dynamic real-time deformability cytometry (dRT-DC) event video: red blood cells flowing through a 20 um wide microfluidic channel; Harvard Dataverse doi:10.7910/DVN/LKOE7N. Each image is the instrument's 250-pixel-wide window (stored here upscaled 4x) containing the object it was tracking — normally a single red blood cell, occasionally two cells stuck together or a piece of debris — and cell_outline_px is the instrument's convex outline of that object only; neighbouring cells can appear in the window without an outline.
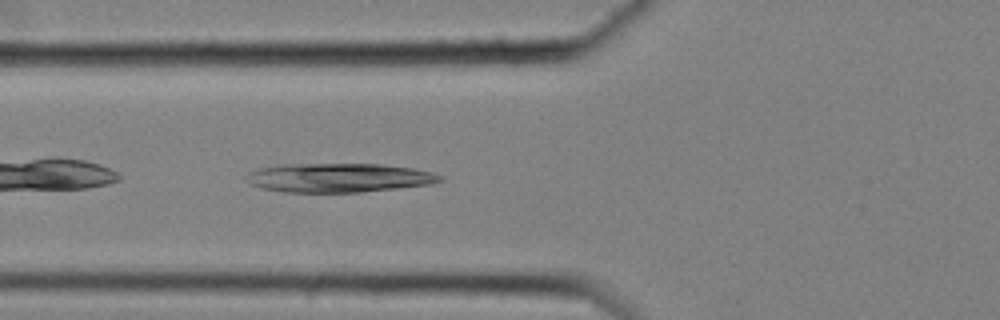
{"species": "common noctule bat (a hibernating species)", "species_latin": "Nyctalus noctula", "temperature_condition": "cold", "stored_images_in_passage": 39, "camera_frame_rate_fps": 3000, "um_per_image_px": 0.085, "animal": {"sex": "female", "body_mass_g": 25.1}, "frame": {"image": 1, "passage_image": 4, "time_ms": 1.0, "image_size_px": [1000, 320], "cell_outline_px": [[444, 180], [432, 184], [360, 192], [284, 192], [260, 188], [248, 184], [244, 180], [244, 176], [248, 172], [256, 168], [280, 164], [380, 164], [412, 168], [432, 172], [444, 176]], "centroid_in_image_um": [28.72, 15.1], "position_along_channel_um": 97.1, "area_um2": 33.18}}
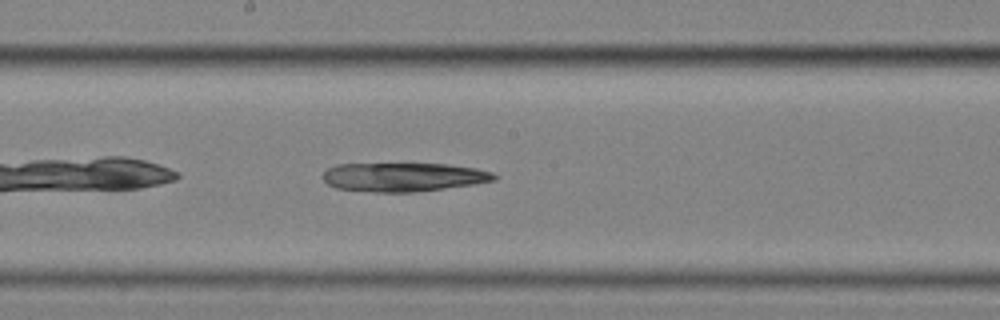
{"frame": {"image": 2, "passage_image": 14, "time_ms": 4.333, "image_size_px": [1000, 320], "cell_outline_px": [[500, 176], [496, 180], [476, 184], [416, 192], [376, 192], [336, 188], [328, 184], [320, 176], [328, 168], [336, 164], [448, 164], [476, 168], [492, 172]], "centroid_in_image_um": [34.32, 15.05], "position_along_channel_um": 213.9, "area_um2": 28.96}}
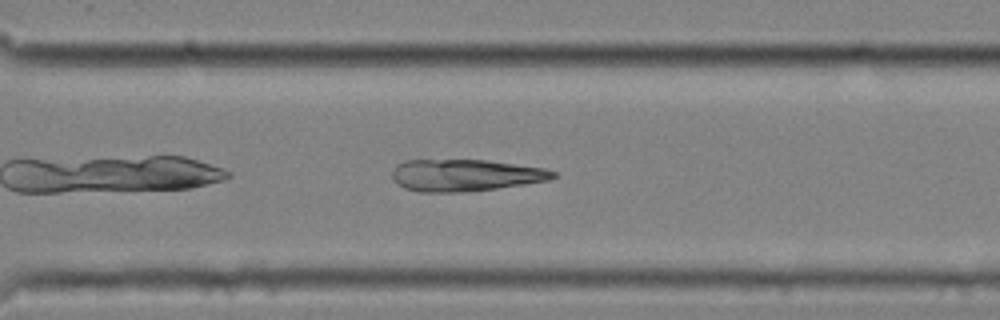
{"frame": {"image": 3, "passage_image": 24, "time_ms": 7.667, "image_size_px": [1000, 320], "cell_outline_px": [[556, 176], [552, 180], [496, 188], [464, 192], [420, 192], [404, 188], [392, 180], [392, 168], [396, 164], [404, 160], [484, 160], [544, 168], [556, 172]], "centroid_in_image_um": [39.51, 14.89], "position_along_channel_um": 331.1, "area_um2": 30.0}}